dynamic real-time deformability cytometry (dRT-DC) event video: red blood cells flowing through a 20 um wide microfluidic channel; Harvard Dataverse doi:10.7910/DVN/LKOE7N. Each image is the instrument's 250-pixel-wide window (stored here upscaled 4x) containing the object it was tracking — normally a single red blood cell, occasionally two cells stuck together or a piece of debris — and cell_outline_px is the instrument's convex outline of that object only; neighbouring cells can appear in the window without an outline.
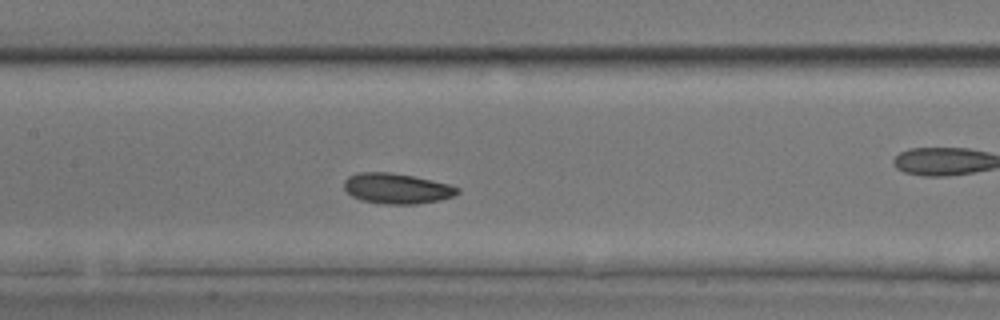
{"species": "common noctule bat (a hibernating species)", "species_latin": "Nyctalus noctula", "temperature_condition": "room temperature", "stored_images_in_passage": 40, "camera_frame_rate_fps": 3000, "um_per_image_px": 0.085, "animal": {"sex": "male", "body_mass_g": 17.9, "forearm_length_mm": 54.2}, "frame": {"image": 1, "passage_image": 12, "time_ms": 3.667, "image_size_px": [1000, 320], "cell_outline_px": [[460, 192], [452, 196], [440, 200], [416, 204], [384, 204], [360, 200], [352, 196], [344, 188], [344, 180], [348, 176], [356, 172], [392, 172], [432, 180], [448, 184], [460, 188]], "centroid_in_image_um": [33.7, 16.02], "position_along_channel_um": 173.7, "area_um2": 20.17}}
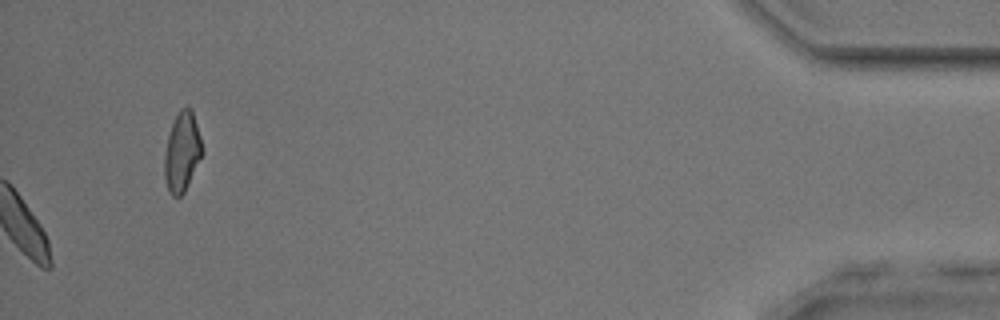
{"frame": {"image": 2, "passage_image": 40, "time_ms": 13.0, "image_size_px": [1000, 320], "cell_outline_px": [[204, 152], [184, 192], [180, 196], [172, 196], [168, 192], [164, 176], [164, 152], [168, 136], [172, 124], [180, 108], [192, 108], [200, 136]], "centroid_in_image_um": [15.47, 12.93], "position_along_channel_um": 419.7, "area_um2": 17.51}, "authors_computed_cell_mechanics": {"area_um2": 19.7098, "velocity_mm_per_s": 3.8545, "shape_relaxation_time_tau1_ms": 2.4073, "shape_relaxation_time_tau2_ms": 8.2331, "deformation_change_tau1": 0.0756, "deformation_change_tau2": 0.1172}}